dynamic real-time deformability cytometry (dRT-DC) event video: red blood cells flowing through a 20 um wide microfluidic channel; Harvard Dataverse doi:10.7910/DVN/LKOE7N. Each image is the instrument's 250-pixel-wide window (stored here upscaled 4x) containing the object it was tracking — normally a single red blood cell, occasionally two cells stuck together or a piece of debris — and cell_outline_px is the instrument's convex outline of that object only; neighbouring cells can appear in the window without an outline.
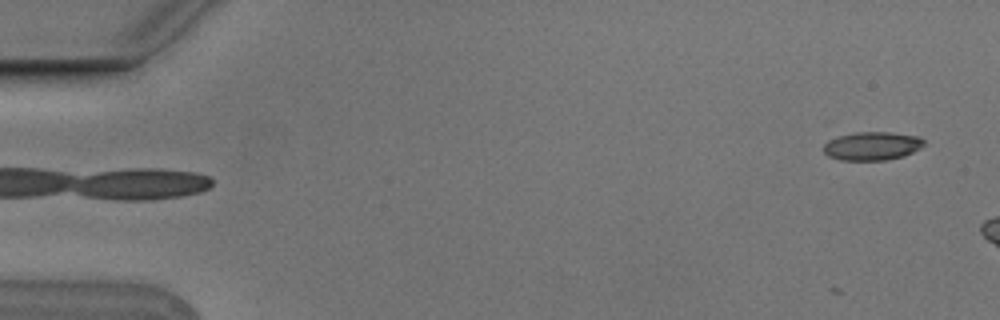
{"species": "Egyptian fruit bat (a non-hibernating species)", "species_latin": "Rousettus aegyptiacus", "temperature_condition": "cold", "stored_images_in_passage": 3, "camera_frame_rate_fps": 3000, "um_per_image_px": 0.085, "animal": {"sex": "male"}, "frame": {"image": 1, "passage_image": 1, "time_ms": 0.0, "image_size_px": [1000, 320], "cell_outline_px": [[928, 144], [904, 156], [884, 160], [840, 160], [828, 156], [824, 152], [824, 144], [828, 140], [840, 136], [856, 132], [888, 132], [920, 136]], "centroid_in_image_um": [74.17, 12.41], "position_along_channel_um": 10.8, "area_um2": 16.7}}